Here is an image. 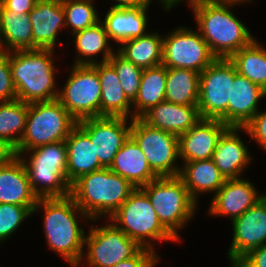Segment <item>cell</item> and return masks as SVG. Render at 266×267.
<instances>
[{"label":"cell","mask_w":266,"mask_h":267,"mask_svg":"<svg viewBox=\"0 0 266 267\" xmlns=\"http://www.w3.org/2000/svg\"><path fill=\"white\" fill-rule=\"evenodd\" d=\"M39 208L44 212L42 225L48 247L62 256L71 267H80L87 232L77 218H84L87 223L92 220L77 206L71 195L39 198L32 214Z\"/></svg>","instance_id":"obj_1"},{"label":"cell","mask_w":266,"mask_h":267,"mask_svg":"<svg viewBox=\"0 0 266 267\" xmlns=\"http://www.w3.org/2000/svg\"><path fill=\"white\" fill-rule=\"evenodd\" d=\"M196 26L215 58L229 59L256 38L231 12L235 5L188 1Z\"/></svg>","instance_id":"obj_2"},{"label":"cell","mask_w":266,"mask_h":267,"mask_svg":"<svg viewBox=\"0 0 266 267\" xmlns=\"http://www.w3.org/2000/svg\"><path fill=\"white\" fill-rule=\"evenodd\" d=\"M54 51L38 48L9 52V64L18 100L30 104L58 98V83H55L57 69L52 58Z\"/></svg>","instance_id":"obj_3"},{"label":"cell","mask_w":266,"mask_h":267,"mask_svg":"<svg viewBox=\"0 0 266 267\" xmlns=\"http://www.w3.org/2000/svg\"><path fill=\"white\" fill-rule=\"evenodd\" d=\"M136 187L114 173L102 168L78 178L71 185V196L77 206L94 222L112 216Z\"/></svg>","instance_id":"obj_4"},{"label":"cell","mask_w":266,"mask_h":267,"mask_svg":"<svg viewBox=\"0 0 266 267\" xmlns=\"http://www.w3.org/2000/svg\"><path fill=\"white\" fill-rule=\"evenodd\" d=\"M29 153V157L24 158V154ZM16 156L24 164L31 187L38 198L71 195V184L67 180L65 141L41 145Z\"/></svg>","instance_id":"obj_5"},{"label":"cell","mask_w":266,"mask_h":267,"mask_svg":"<svg viewBox=\"0 0 266 267\" xmlns=\"http://www.w3.org/2000/svg\"><path fill=\"white\" fill-rule=\"evenodd\" d=\"M108 219L142 248L154 252V241L178 242L162 225L148 196L140 187Z\"/></svg>","instance_id":"obj_6"},{"label":"cell","mask_w":266,"mask_h":267,"mask_svg":"<svg viewBox=\"0 0 266 267\" xmlns=\"http://www.w3.org/2000/svg\"><path fill=\"white\" fill-rule=\"evenodd\" d=\"M148 196L162 225L180 242L178 233L196 214L198 203L179 176L158 177L140 187Z\"/></svg>","instance_id":"obj_7"},{"label":"cell","mask_w":266,"mask_h":267,"mask_svg":"<svg viewBox=\"0 0 266 267\" xmlns=\"http://www.w3.org/2000/svg\"><path fill=\"white\" fill-rule=\"evenodd\" d=\"M77 121L58 99L29 104L24 135L15 148L16 155L35 147L65 141Z\"/></svg>","instance_id":"obj_8"},{"label":"cell","mask_w":266,"mask_h":267,"mask_svg":"<svg viewBox=\"0 0 266 267\" xmlns=\"http://www.w3.org/2000/svg\"><path fill=\"white\" fill-rule=\"evenodd\" d=\"M237 74L229 59L216 58L200 73L198 111L201 119H219L227 124L231 83Z\"/></svg>","instance_id":"obj_9"},{"label":"cell","mask_w":266,"mask_h":267,"mask_svg":"<svg viewBox=\"0 0 266 267\" xmlns=\"http://www.w3.org/2000/svg\"><path fill=\"white\" fill-rule=\"evenodd\" d=\"M58 100L78 122L100 117L101 84L92 65H73Z\"/></svg>","instance_id":"obj_10"},{"label":"cell","mask_w":266,"mask_h":267,"mask_svg":"<svg viewBox=\"0 0 266 267\" xmlns=\"http://www.w3.org/2000/svg\"><path fill=\"white\" fill-rule=\"evenodd\" d=\"M108 222L100 227L92 225L86 233L84 251L87 252H83L80 265L86 262L87 267H112L135 256L142 249L111 221Z\"/></svg>","instance_id":"obj_11"},{"label":"cell","mask_w":266,"mask_h":267,"mask_svg":"<svg viewBox=\"0 0 266 267\" xmlns=\"http://www.w3.org/2000/svg\"><path fill=\"white\" fill-rule=\"evenodd\" d=\"M130 136L158 177L179 176L181 167L176 164L179 157L178 136L153 128L141 118L132 119Z\"/></svg>","instance_id":"obj_12"},{"label":"cell","mask_w":266,"mask_h":267,"mask_svg":"<svg viewBox=\"0 0 266 267\" xmlns=\"http://www.w3.org/2000/svg\"><path fill=\"white\" fill-rule=\"evenodd\" d=\"M164 36L162 64L167 68L191 69L201 73L216 59L196 29L180 26Z\"/></svg>","instance_id":"obj_13"},{"label":"cell","mask_w":266,"mask_h":267,"mask_svg":"<svg viewBox=\"0 0 266 267\" xmlns=\"http://www.w3.org/2000/svg\"><path fill=\"white\" fill-rule=\"evenodd\" d=\"M131 124L132 119L109 116L87 118L77 122V125L89 136L94 145L95 155L104 168L111 166L118 150L129 138Z\"/></svg>","instance_id":"obj_14"},{"label":"cell","mask_w":266,"mask_h":267,"mask_svg":"<svg viewBox=\"0 0 266 267\" xmlns=\"http://www.w3.org/2000/svg\"><path fill=\"white\" fill-rule=\"evenodd\" d=\"M231 222L233 238L227 254L230 265L234 266L250 250L266 243V192L252 207Z\"/></svg>","instance_id":"obj_15"},{"label":"cell","mask_w":266,"mask_h":267,"mask_svg":"<svg viewBox=\"0 0 266 267\" xmlns=\"http://www.w3.org/2000/svg\"><path fill=\"white\" fill-rule=\"evenodd\" d=\"M229 128L219 119H201L189 131L178 136L179 160H207L213 157L217 143Z\"/></svg>","instance_id":"obj_16"},{"label":"cell","mask_w":266,"mask_h":267,"mask_svg":"<svg viewBox=\"0 0 266 267\" xmlns=\"http://www.w3.org/2000/svg\"><path fill=\"white\" fill-rule=\"evenodd\" d=\"M265 193H259L248 179H226L214 194L208 208L210 216L231 217V221L242 215L260 200Z\"/></svg>","instance_id":"obj_17"},{"label":"cell","mask_w":266,"mask_h":267,"mask_svg":"<svg viewBox=\"0 0 266 267\" xmlns=\"http://www.w3.org/2000/svg\"><path fill=\"white\" fill-rule=\"evenodd\" d=\"M29 17L32 23L33 49L55 50L56 44L63 45L57 43L60 30L67 29L62 0H38Z\"/></svg>","instance_id":"obj_18"},{"label":"cell","mask_w":266,"mask_h":267,"mask_svg":"<svg viewBox=\"0 0 266 267\" xmlns=\"http://www.w3.org/2000/svg\"><path fill=\"white\" fill-rule=\"evenodd\" d=\"M239 132H243V127H229L220 137L213 153L212 159L226 179L242 178L244 169L252 160Z\"/></svg>","instance_id":"obj_19"},{"label":"cell","mask_w":266,"mask_h":267,"mask_svg":"<svg viewBox=\"0 0 266 267\" xmlns=\"http://www.w3.org/2000/svg\"><path fill=\"white\" fill-rule=\"evenodd\" d=\"M150 4L135 7H110L103 21L110 40L118 44L124 41L144 36L147 31V12Z\"/></svg>","instance_id":"obj_20"},{"label":"cell","mask_w":266,"mask_h":267,"mask_svg":"<svg viewBox=\"0 0 266 267\" xmlns=\"http://www.w3.org/2000/svg\"><path fill=\"white\" fill-rule=\"evenodd\" d=\"M266 97V91L246 77L236 74L231 83V102L227 107V125L245 127L259 111V101Z\"/></svg>","instance_id":"obj_21"},{"label":"cell","mask_w":266,"mask_h":267,"mask_svg":"<svg viewBox=\"0 0 266 267\" xmlns=\"http://www.w3.org/2000/svg\"><path fill=\"white\" fill-rule=\"evenodd\" d=\"M141 119L153 128L176 136L189 131L201 120L197 105H177L164 100L147 111Z\"/></svg>","instance_id":"obj_22"},{"label":"cell","mask_w":266,"mask_h":267,"mask_svg":"<svg viewBox=\"0 0 266 267\" xmlns=\"http://www.w3.org/2000/svg\"><path fill=\"white\" fill-rule=\"evenodd\" d=\"M38 200L18 156L0 167V203L35 206Z\"/></svg>","instance_id":"obj_23"},{"label":"cell","mask_w":266,"mask_h":267,"mask_svg":"<svg viewBox=\"0 0 266 267\" xmlns=\"http://www.w3.org/2000/svg\"><path fill=\"white\" fill-rule=\"evenodd\" d=\"M67 148V180L72 185L78 178L104 168L95 155L89 136L76 125L65 139Z\"/></svg>","instance_id":"obj_24"},{"label":"cell","mask_w":266,"mask_h":267,"mask_svg":"<svg viewBox=\"0 0 266 267\" xmlns=\"http://www.w3.org/2000/svg\"><path fill=\"white\" fill-rule=\"evenodd\" d=\"M109 169L131 182L136 188L158 178L149 166L141 148L131 136L118 150Z\"/></svg>","instance_id":"obj_25"},{"label":"cell","mask_w":266,"mask_h":267,"mask_svg":"<svg viewBox=\"0 0 266 267\" xmlns=\"http://www.w3.org/2000/svg\"><path fill=\"white\" fill-rule=\"evenodd\" d=\"M98 72L101 84L100 117L132 119V102L127 98L115 69L108 63L92 65Z\"/></svg>","instance_id":"obj_26"},{"label":"cell","mask_w":266,"mask_h":267,"mask_svg":"<svg viewBox=\"0 0 266 267\" xmlns=\"http://www.w3.org/2000/svg\"><path fill=\"white\" fill-rule=\"evenodd\" d=\"M74 37L76 58L74 65H93L105 63L116 52L110 44V38L101 20L94 26L71 34ZM102 55L99 61L96 57ZM98 61H97V60Z\"/></svg>","instance_id":"obj_27"},{"label":"cell","mask_w":266,"mask_h":267,"mask_svg":"<svg viewBox=\"0 0 266 267\" xmlns=\"http://www.w3.org/2000/svg\"><path fill=\"white\" fill-rule=\"evenodd\" d=\"M179 177L190 196L198 203L200 193H216L226 178L220 173L213 159L189 161L181 165Z\"/></svg>","instance_id":"obj_28"},{"label":"cell","mask_w":266,"mask_h":267,"mask_svg":"<svg viewBox=\"0 0 266 267\" xmlns=\"http://www.w3.org/2000/svg\"><path fill=\"white\" fill-rule=\"evenodd\" d=\"M166 76L167 67L163 64L143 69L138 94L132 102V119L141 118L165 100Z\"/></svg>","instance_id":"obj_29"},{"label":"cell","mask_w":266,"mask_h":267,"mask_svg":"<svg viewBox=\"0 0 266 267\" xmlns=\"http://www.w3.org/2000/svg\"><path fill=\"white\" fill-rule=\"evenodd\" d=\"M0 51L33 49L32 23L29 13L18 16L12 10H1Z\"/></svg>","instance_id":"obj_30"},{"label":"cell","mask_w":266,"mask_h":267,"mask_svg":"<svg viewBox=\"0 0 266 267\" xmlns=\"http://www.w3.org/2000/svg\"><path fill=\"white\" fill-rule=\"evenodd\" d=\"M117 51L141 68L162 64L163 35L147 32L144 36L124 41Z\"/></svg>","instance_id":"obj_31"},{"label":"cell","mask_w":266,"mask_h":267,"mask_svg":"<svg viewBox=\"0 0 266 267\" xmlns=\"http://www.w3.org/2000/svg\"><path fill=\"white\" fill-rule=\"evenodd\" d=\"M200 73L167 68L165 100L177 105H198Z\"/></svg>","instance_id":"obj_32"},{"label":"cell","mask_w":266,"mask_h":267,"mask_svg":"<svg viewBox=\"0 0 266 267\" xmlns=\"http://www.w3.org/2000/svg\"><path fill=\"white\" fill-rule=\"evenodd\" d=\"M229 60L238 74L246 77L266 91V48L256 39L241 48Z\"/></svg>","instance_id":"obj_33"},{"label":"cell","mask_w":266,"mask_h":267,"mask_svg":"<svg viewBox=\"0 0 266 267\" xmlns=\"http://www.w3.org/2000/svg\"><path fill=\"white\" fill-rule=\"evenodd\" d=\"M29 103L21 100L0 102V138L14 148L20 143L26 128Z\"/></svg>","instance_id":"obj_34"},{"label":"cell","mask_w":266,"mask_h":267,"mask_svg":"<svg viewBox=\"0 0 266 267\" xmlns=\"http://www.w3.org/2000/svg\"><path fill=\"white\" fill-rule=\"evenodd\" d=\"M65 12V25L72 29V33L94 26L99 17L93 0H62Z\"/></svg>","instance_id":"obj_35"},{"label":"cell","mask_w":266,"mask_h":267,"mask_svg":"<svg viewBox=\"0 0 266 267\" xmlns=\"http://www.w3.org/2000/svg\"><path fill=\"white\" fill-rule=\"evenodd\" d=\"M107 62L115 69L125 95L133 102L138 94L143 68L127 60L117 50Z\"/></svg>","instance_id":"obj_36"},{"label":"cell","mask_w":266,"mask_h":267,"mask_svg":"<svg viewBox=\"0 0 266 267\" xmlns=\"http://www.w3.org/2000/svg\"><path fill=\"white\" fill-rule=\"evenodd\" d=\"M34 207L0 203V244L15 233L23 221L33 216Z\"/></svg>","instance_id":"obj_37"},{"label":"cell","mask_w":266,"mask_h":267,"mask_svg":"<svg viewBox=\"0 0 266 267\" xmlns=\"http://www.w3.org/2000/svg\"><path fill=\"white\" fill-rule=\"evenodd\" d=\"M16 99L17 93L12 80L9 52L0 51V102H9Z\"/></svg>","instance_id":"obj_38"},{"label":"cell","mask_w":266,"mask_h":267,"mask_svg":"<svg viewBox=\"0 0 266 267\" xmlns=\"http://www.w3.org/2000/svg\"><path fill=\"white\" fill-rule=\"evenodd\" d=\"M243 131L248 133L252 140L260 148L266 150V110H259L253 118L243 127Z\"/></svg>","instance_id":"obj_39"},{"label":"cell","mask_w":266,"mask_h":267,"mask_svg":"<svg viewBox=\"0 0 266 267\" xmlns=\"http://www.w3.org/2000/svg\"><path fill=\"white\" fill-rule=\"evenodd\" d=\"M160 258L156 252L142 248L135 256L123 260L112 267H156Z\"/></svg>","instance_id":"obj_40"},{"label":"cell","mask_w":266,"mask_h":267,"mask_svg":"<svg viewBox=\"0 0 266 267\" xmlns=\"http://www.w3.org/2000/svg\"><path fill=\"white\" fill-rule=\"evenodd\" d=\"M234 267H266V243L250 250Z\"/></svg>","instance_id":"obj_41"},{"label":"cell","mask_w":266,"mask_h":267,"mask_svg":"<svg viewBox=\"0 0 266 267\" xmlns=\"http://www.w3.org/2000/svg\"><path fill=\"white\" fill-rule=\"evenodd\" d=\"M38 0H2L1 10H12L18 16L30 13Z\"/></svg>","instance_id":"obj_42"},{"label":"cell","mask_w":266,"mask_h":267,"mask_svg":"<svg viewBox=\"0 0 266 267\" xmlns=\"http://www.w3.org/2000/svg\"><path fill=\"white\" fill-rule=\"evenodd\" d=\"M15 157V148L6 140L0 138V167L8 164Z\"/></svg>","instance_id":"obj_43"},{"label":"cell","mask_w":266,"mask_h":267,"mask_svg":"<svg viewBox=\"0 0 266 267\" xmlns=\"http://www.w3.org/2000/svg\"><path fill=\"white\" fill-rule=\"evenodd\" d=\"M116 4L112 5L111 7H135L142 4H149L152 3V0H113Z\"/></svg>","instance_id":"obj_44"},{"label":"cell","mask_w":266,"mask_h":267,"mask_svg":"<svg viewBox=\"0 0 266 267\" xmlns=\"http://www.w3.org/2000/svg\"><path fill=\"white\" fill-rule=\"evenodd\" d=\"M189 1H198V2H207V3H214V4H243V3H252L253 0H189Z\"/></svg>","instance_id":"obj_45"},{"label":"cell","mask_w":266,"mask_h":267,"mask_svg":"<svg viewBox=\"0 0 266 267\" xmlns=\"http://www.w3.org/2000/svg\"><path fill=\"white\" fill-rule=\"evenodd\" d=\"M182 1L188 2L189 0H159V3L162 4L163 10L170 11L171 8L173 10V7L177 6L179 3H182Z\"/></svg>","instance_id":"obj_46"},{"label":"cell","mask_w":266,"mask_h":267,"mask_svg":"<svg viewBox=\"0 0 266 267\" xmlns=\"http://www.w3.org/2000/svg\"><path fill=\"white\" fill-rule=\"evenodd\" d=\"M2 8V0H0V12ZM0 41H1V20H0Z\"/></svg>","instance_id":"obj_47"}]
</instances>
